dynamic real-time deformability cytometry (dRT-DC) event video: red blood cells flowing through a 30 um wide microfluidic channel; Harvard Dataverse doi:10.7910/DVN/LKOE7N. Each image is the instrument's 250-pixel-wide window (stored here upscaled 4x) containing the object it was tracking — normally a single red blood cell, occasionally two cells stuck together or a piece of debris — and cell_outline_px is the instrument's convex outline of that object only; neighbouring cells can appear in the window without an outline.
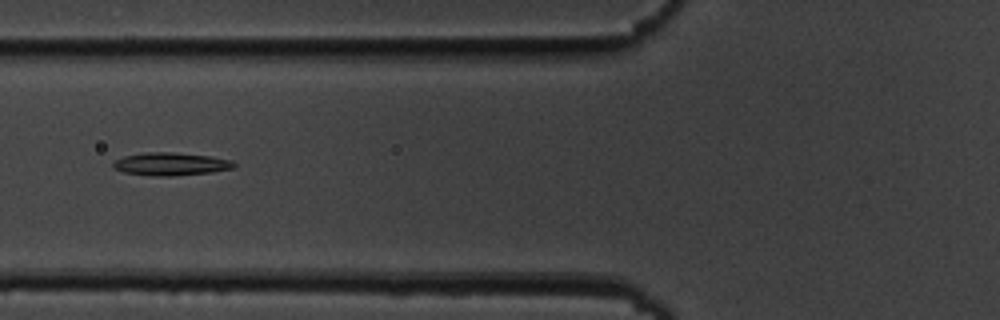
{"species": "common noctule bat (a hibernating species)", "species_latin": "Nyctalus noctula", "temperature_condition": "cold", "stored_images_in_passage": 39, "camera_frame_rate_fps": 3000, "um_per_image_px": 0.085, "animal": {"sex": "male", "body_mass_g": 19.5, "forearm_length_mm": 54.6}, "frame": {"image": 1, "passage_image": 8, "time_ms": 2.333, "image_size_px": [1000, 320], "cell_outline_px": [[236, 164], [232, 168], [212, 172], [172, 176], [152, 176], [124, 172], [112, 168], [112, 164], [116, 160], [124, 156], [144, 152], [172, 152], [208, 156], [232, 160]], "centroid_in_image_um": [14.49, 13.94], "position_along_channel_um": 111.3, "area_um2": 16.07}}
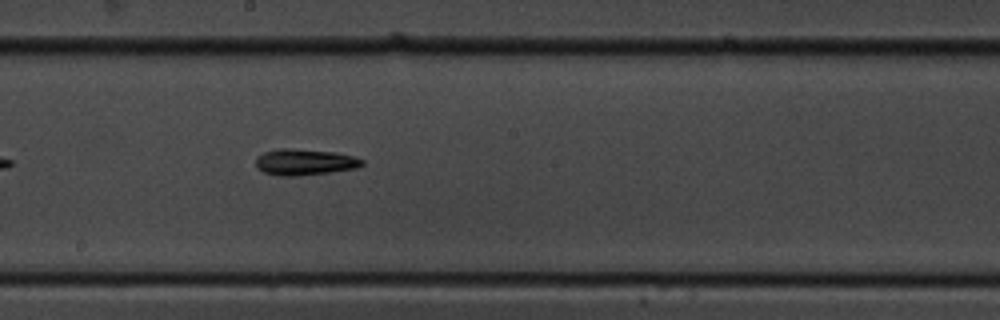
{"frame": {"image": 2, "passage_image": 17, "time_ms": 5.333, "image_size_px": [1000, 320], "cell_outline_px": [[364, 164], [356, 168], [328, 172], [296, 176], [280, 176], [264, 172], [256, 168], [256, 160], [264, 152], [280, 148], [288, 148], [336, 152], [352, 156], [364, 160]], "centroid_in_image_um": [25.89, 13.77], "position_along_channel_um": 222.3, "area_um2": 16.07}}
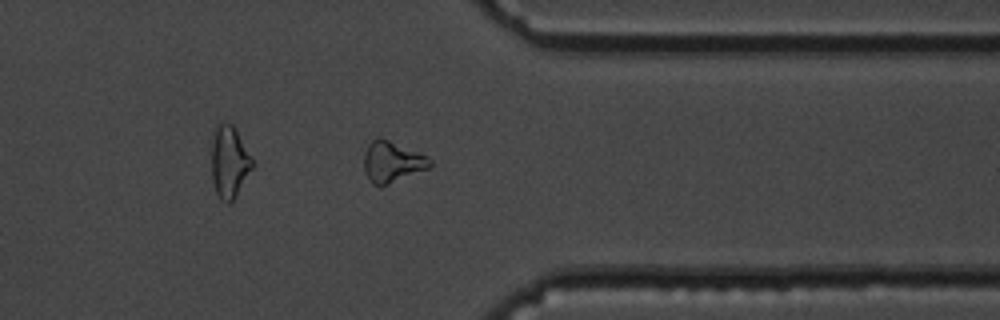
{"frame": {"image": 3, "passage_image": 30, "time_ms": 9.667, "image_size_px": [1000, 320], "cell_outline_px": [[432, 168], [380, 188], [372, 184], [364, 172], [364, 152], [368, 144], [376, 136], [380, 136], [428, 156], [432, 160]], "centroid_in_image_um": [33.35, 13.78], "position_along_channel_um": 378.1, "area_um2": 16.42}, "authors_computed_cell_mechanics": {"area_um2": 15.2014, "velocity_mm_per_s": 3.7064, "shape_relaxation_time_tau1_ms": 4.9923, "shape_relaxation_time_tau2_ms": null, "deformation_change_tau1": 0.1543, "deformation_change_tau2": null}}